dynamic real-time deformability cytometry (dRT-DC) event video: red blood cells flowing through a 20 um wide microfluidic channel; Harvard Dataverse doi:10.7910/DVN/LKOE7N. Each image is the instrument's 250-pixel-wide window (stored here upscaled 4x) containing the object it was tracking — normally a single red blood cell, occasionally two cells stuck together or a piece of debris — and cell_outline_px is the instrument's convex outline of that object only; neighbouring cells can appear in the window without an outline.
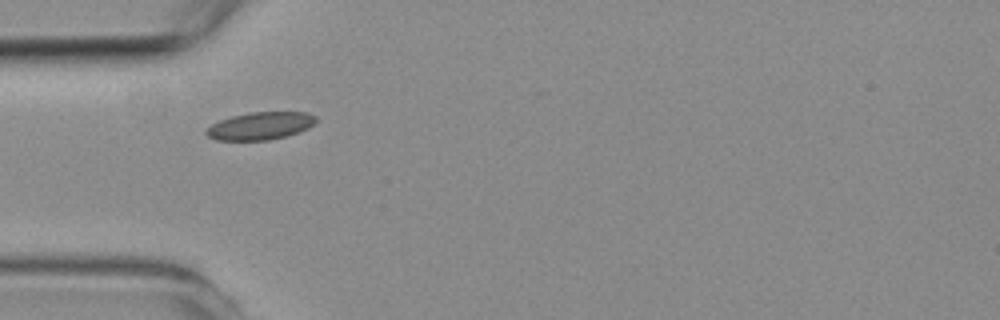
{"species": "common noctule bat (a hibernating species)", "species_latin": "Nyctalus noctula", "temperature_condition": "room temperature", "stored_images_in_passage": 3, "camera_frame_rate_fps": 3000, "um_per_image_px": 0.085, "animal": {"sex": "female", "body_mass_g": 19.3, "forearm_length_mm": 54.1}, "frame": {"image": 1, "passage_image": 2, "time_ms": 2.0, "image_size_px": [1000, 320], "cell_outline_px": [[316, 120], [308, 128], [284, 136], [268, 140], [216, 140], [208, 136], [204, 132], [212, 124], [220, 120], [232, 116], [252, 112], [308, 112], [316, 116]], "centroid_in_image_um": [22.11, 10.69], "position_along_channel_um": 62.9, "area_um2": 17.4}}
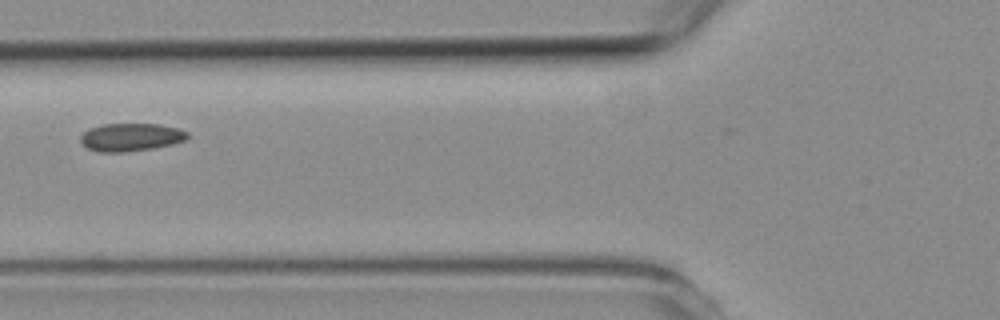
{"frame": {"image": 2, "passage_image": 3, "time_ms": 3.333, "image_size_px": [1000, 320], "cell_outline_px": [[188, 136], [184, 140], [172, 144], [152, 148], [120, 152], [100, 152], [88, 148], [80, 144], [80, 136], [88, 128], [104, 124], [160, 124], [180, 128], [188, 132]], "centroid_in_image_um": [11.1, 11.65], "position_along_channel_um": 114.7, "area_um2": 17.4}}